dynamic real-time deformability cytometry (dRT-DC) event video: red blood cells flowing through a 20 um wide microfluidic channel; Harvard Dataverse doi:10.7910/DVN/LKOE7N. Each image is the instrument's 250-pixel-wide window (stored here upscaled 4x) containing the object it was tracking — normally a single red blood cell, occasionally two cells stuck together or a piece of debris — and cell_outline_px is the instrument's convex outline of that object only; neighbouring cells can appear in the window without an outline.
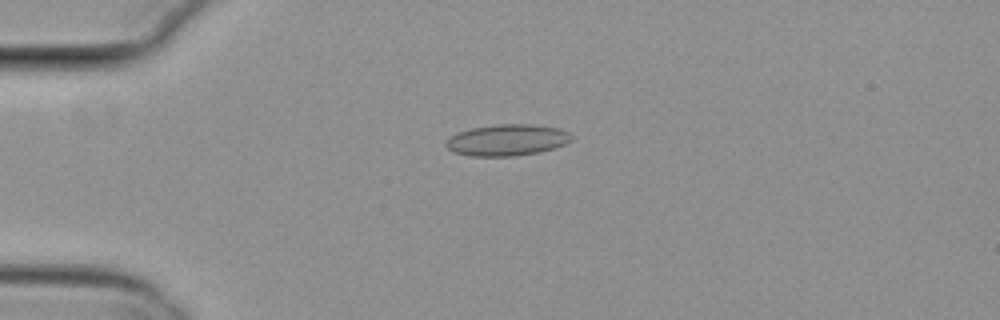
{"species": "common noctule bat (a hibernating species)", "species_latin": "Nyctalus noctula", "temperature_condition": "cold", "stored_images_in_passage": 55, "camera_frame_rate_fps": 3000, "um_per_image_px": 0.085, "animal": {"sex": "female", "body_mass_g": 29.2, "forearm_length_mm": 56.3}, "frame": {"image": 1, "passage_image": 14, "time_ms": 4.333, "image_size_px": [1000, 320], "cell_outline_px": [[572, 140], [564, 144], [540, 152], [516, 156], [472, 156], [452, 152], [444, 144], [448, 136], [456, 132], [472, 128], [500, 124], [532, 124], [560, 128], [568, 132], [572, 136]], "centroid_in_image_um": [43.07, 11.9], "position_along_channel_um": 41.9, "area_um2": 23.12}}
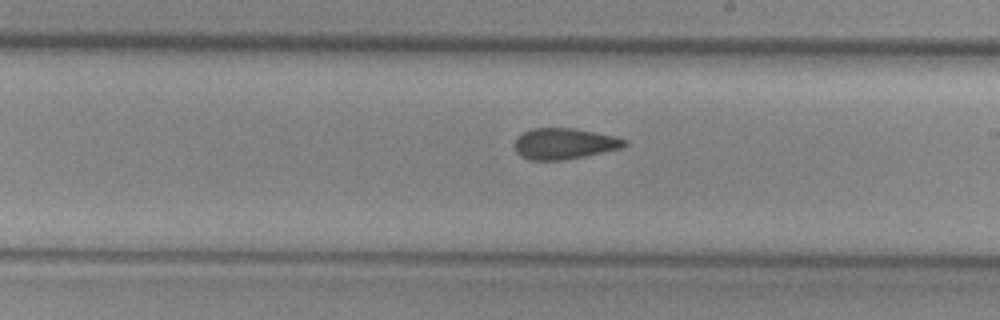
{"frame": {"image": 2, "passage_image": 32, "time_ms": 10.333, "image_size_px": [1000, 320], "cell_outline_px": [[628, 144], [624, 148], [564, 160], [528, 160], [520, 156], [516, 152], [512, 144], [516, 136], [532, 128], [572, 128], [616, 136], [628, 140]], "centroid_in_image_um": [47.94, 12.21], "position_along_channel_um": 241.1, "area_um2": 20.23}}
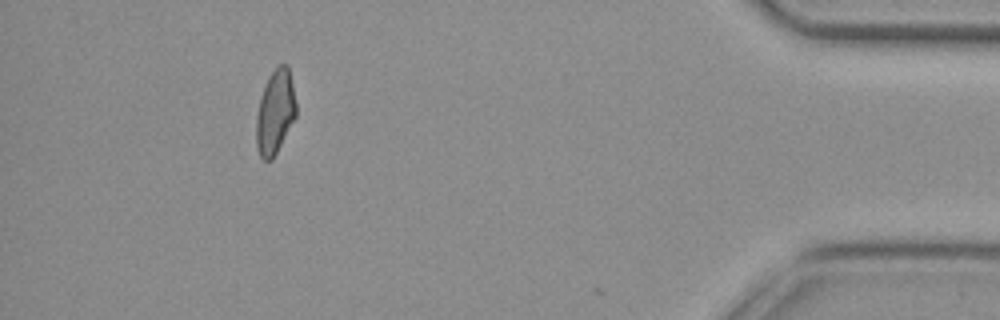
{"frame": {"image": 3, "passage_image": 50, "time_ms": 16.333, "image_size_px": [1000, 320], "cell_outline_px": [[296, 116], [272, 160], [264, 160], [260, 156], [256, 148], [256, 116], [260, 96], [268, 76], [280, 64], [288, 64], [296, 104]], "centroid_in_image_um": [23.37, 9.53], "position_along_channel_um": 411.8, "area_um2": 19.48}, "authors_computed_cell_mechanics": {"area_um2": 20.4612, "velocity_mm_per_s": 3.812, "shape_relaxation_time_tau1_ms": null, "shape_relaxation_time_tau2_ms": 2.587, "deformation_change_tau1": null, "deformation_change_tau2": 0.0997}}